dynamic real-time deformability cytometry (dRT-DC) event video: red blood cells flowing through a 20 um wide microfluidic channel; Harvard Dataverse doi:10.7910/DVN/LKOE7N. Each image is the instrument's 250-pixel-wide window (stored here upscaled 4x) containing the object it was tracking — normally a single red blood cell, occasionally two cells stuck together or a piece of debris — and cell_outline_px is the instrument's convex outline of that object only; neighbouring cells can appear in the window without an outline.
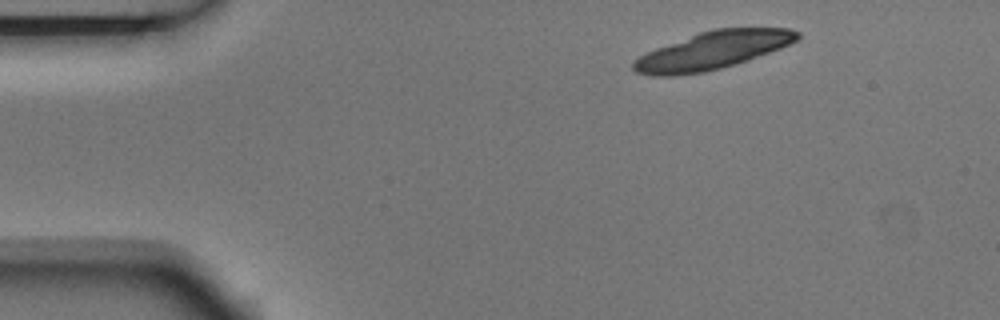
{"species": "Egyptian fruit bat (a non-hibernating species)", "species_latin": "Rousettus aegyptiacus", "temperature_condition": "room temperature", "stored_images_in_passage": 6, "camera_frame_rate_fps": 3000, "um_per_image_px": 0.085, "animal": {"sex": "male"}, "frame": {"image": 1, "passage_image": 1, "time_ms": 0.0, "image_size_px": [1000, 320], "cell_outline_px": [[800, 36], [796, 40], [780, 48], [748, 60], [720, 68], [704, 72], [676, 76], [652, 76], [636, 72], [632, 68], [632, 64], [640, 56], [656, 48], [700, 32], [712, 28], [788, 28], [800, 32]], "centroid_in_image_um": [60.56, 4.29], "position_along_channel_um": 24.4, "area_um2": 35.66}}
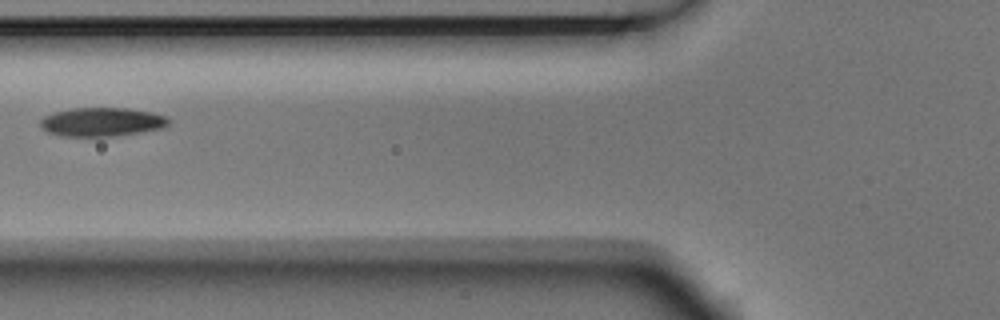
{"frame": {"image": 2, "passage_image": 5, "time_ms": 1.333, "image_size_px": [1000, 320], "cell_outline_px": [[172, 120], [164, 128], [112, 136], [60, 136], [48, 132], [40, 124], [40, 120], [44, 116], [56, 112], [72, 108], [128, 108], [152, 112], [168, 116]], "centroid_in_image_um": [8.7, 10.36], "position_along_channel_um": 117.1, "area_um2": 21.5}}
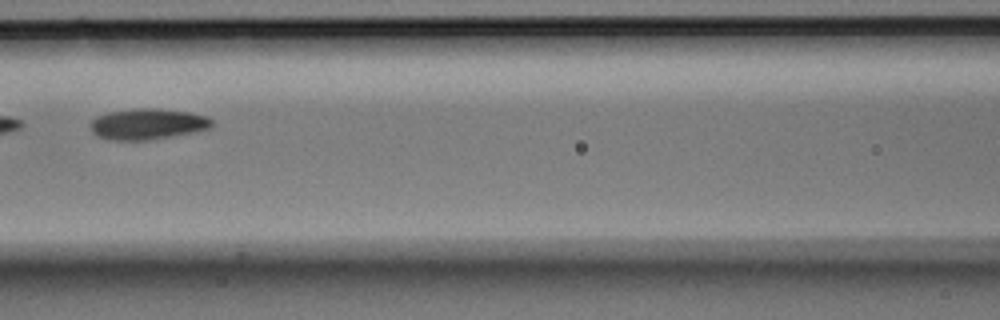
{"frame": {"image": 3, "passage_image": 6, "time_ms": 1.667, "image_size_px": [1000, 320], "cell_outline_px": [[212, 124], [208, 128], [196, 132], [148, 140], [112, 140], [96, 136], [92, 132], [88, 124], [96, 116], [108, 112], [132, 108], [156, 108], [188, 112], [208, 116], [212, 120]], "centroid_in_image_um": [12.5, 10.54], "position_along_channel_um": 154.1, "area_um2": 22.08}}